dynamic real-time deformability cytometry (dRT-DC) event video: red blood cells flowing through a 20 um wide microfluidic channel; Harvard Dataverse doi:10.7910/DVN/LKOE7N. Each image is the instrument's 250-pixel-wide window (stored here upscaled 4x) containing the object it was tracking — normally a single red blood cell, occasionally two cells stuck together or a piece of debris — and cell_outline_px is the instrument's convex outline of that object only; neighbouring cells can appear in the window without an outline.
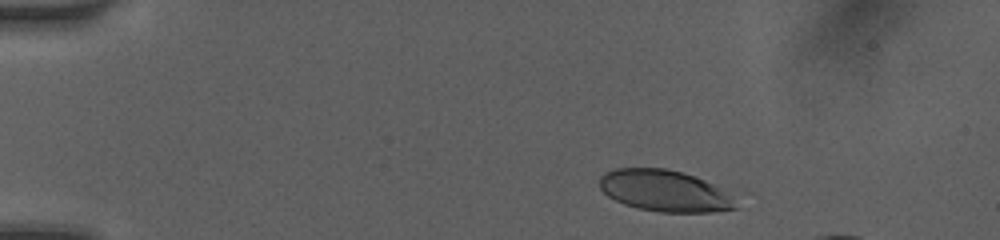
{"species": "human", "species_latin": "Homo sapiens", "temperature_condition": "room temperature", "stored_images_in_passage": 4, "camera_frame_rate_fps": 3000, "um_per_image_px": 0.085, "donor": {"sex": "female"}, "frame": {"image": 1, "passage_image": 2, "time_ms": 1.333, "image_size_px": [1000, 240], "cell_outline_px": [[740, 208], [712, 212], [660, 212], [640, 208], [624, 204], [608, 196], [600, 188], [600, 176], [604, 172], [616, 168], [664, 168], [684, 172], [704, 180], [712, 184], [728, 196]], "centroid_in_image_um": [56.43, 16.21], "position_along_channel_um": 28.6, "area_um2": 32.48}}